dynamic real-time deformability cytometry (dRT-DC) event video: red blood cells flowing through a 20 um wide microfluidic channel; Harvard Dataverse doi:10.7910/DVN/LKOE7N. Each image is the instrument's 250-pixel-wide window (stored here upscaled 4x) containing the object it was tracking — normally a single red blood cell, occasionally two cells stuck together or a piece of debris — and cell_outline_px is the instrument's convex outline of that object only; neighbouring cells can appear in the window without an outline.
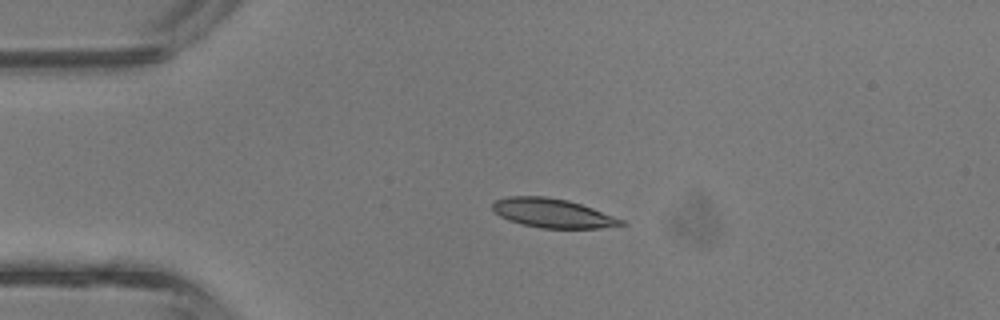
{"species": "common noctule bat (a hibernating species)", "species_latin": "Nyctalus noctula", "temperature_condition": "room temperature", "stored_images_in_passage": 3, "camera_frame_rate_fps": 3000, "um_per_image_px": 0.085, "animal": {"sex": "male", "body_mass_g": 13.3}, "frame": {"image": 1, "passage_image": 2, "time_ms": 0.333, "image_size_px": [1000, 320], "cell_outline_px": [[628, 224], [600, 228], [540, 228], [520, 224], [508, 220], [500, 216], [492, 208], [492, 204], [496, 200], [508, 196], [544, 196], [568, 200], [592, 208], [624, 220]], "centroid_in_image_um": [46.96, 18.12], "position_along_channel_um": 38.0, "area_um2": 21.73}}